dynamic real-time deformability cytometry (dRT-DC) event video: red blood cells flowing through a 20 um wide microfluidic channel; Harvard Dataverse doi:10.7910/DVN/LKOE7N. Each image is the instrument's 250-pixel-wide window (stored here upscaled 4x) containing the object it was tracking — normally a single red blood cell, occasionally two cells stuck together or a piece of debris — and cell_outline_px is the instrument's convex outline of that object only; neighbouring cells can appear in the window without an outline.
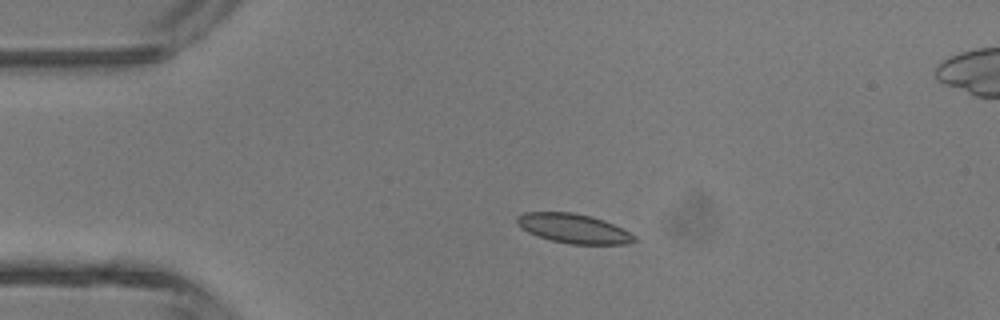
{"species": "common noctule bat (a hibernating species)", "species_latin": "Nyctalus noctula", "temperature_condition": "room temperature", "stored_images_in_passage": 5, "camera_frame_rate_fps": 3000, "um_per_image_px": 0.085, "animal": {"sex": "male", "body_mass_g": 13.3}, "frame": {"image": 1, "passage_image": 3, "time_ms": 2.667, "image_size_px": [1000, 320], "cell_outline_px": [[636, 240], [624, 244], [572, 244], [552, 240], [528, 232], [520, 228], [516, 224], [516, 216], [524, 212], [572, 212], [592, 216], [604, 220], [636, 236]], "centroid_in_image_um": [48.7, 19.41], "position_along_channel_um": 36.3, "area_um2": 19.94}}